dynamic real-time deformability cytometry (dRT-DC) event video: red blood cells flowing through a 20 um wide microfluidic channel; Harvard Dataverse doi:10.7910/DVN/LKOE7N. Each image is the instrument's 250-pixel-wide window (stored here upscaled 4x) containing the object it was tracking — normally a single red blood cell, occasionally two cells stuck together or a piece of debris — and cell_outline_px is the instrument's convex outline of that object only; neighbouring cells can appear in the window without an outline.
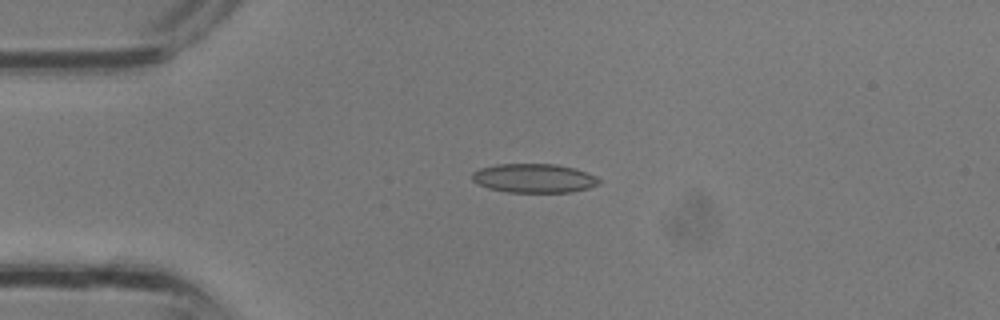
{"species": "common noctule bat (a hibernating species)", "species_latin": "Nyctalus noctula", "temperature_condition": "room temperature", "stored_images_in_passage": 33, "camera_frame_rate_fps": 3000, "um_per_image_px": 0.085, "animal": {"sex": "male", "body_mass_g": 13.3}, "frame": {"image": 1, "passage_image": 7, "time_ms": 2.0, "image_size_px": [1000, 320], "cell_outline_px": [[600, 180], [596, 184], [588, 188], [572, 192], [508, 192], [488, 188], [472, 180], [472, 172], [480, 168], [496, 164], [556, 164], [576, 168], [596, 176]], "centroid_in_image_um": [45.38, 15.14], "position_along_channel_um": 39.6, "area_um2": 21.39}}
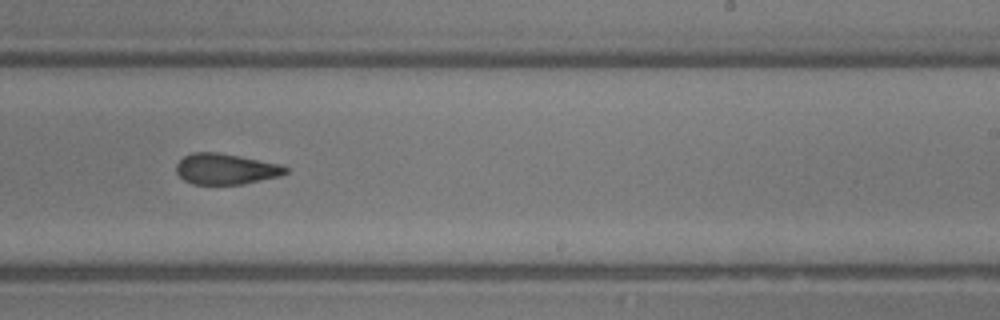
{"frame": {"image": 2, "passage_image": 20, "time_ms": 6.333, "image_size_px": [1000, 320], "cell_outline_px": [[288, 172], [280, 176], [240, 184], [192, 184], [184, 180], [176, 172], [176, 164], [184, 156], [192, 152], [216, 152], [280, 164], [288, 168]], "centroid_in_image_um": [19.16, 14.36], "position_along_channel_um": 269.8, "area_um2": 19.42}}
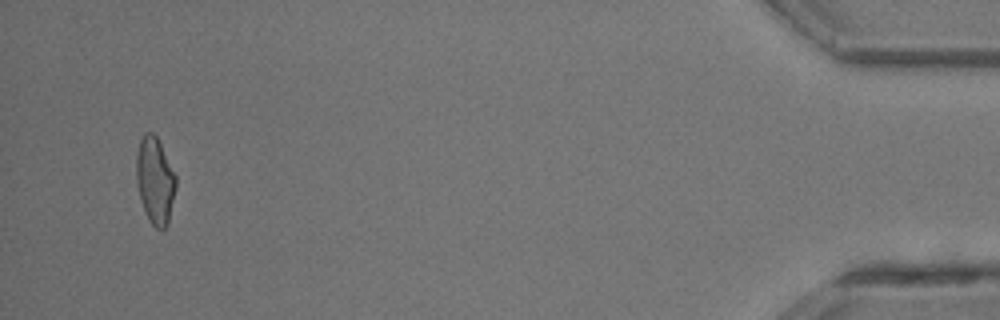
{"frame": {"image": 3, "passage_image": 32, "time_ms": 10.333, "image_size_px": [1000, 320], "cell_outline_px": [[176, 188], [168, 224], [164, 228], [156, 228], [148, 220], [140, 200], [136, 184], [136, 156], [140, 140], [148, 132], [152, 132], [156, 136], [176, 176]], "centroid_in_image_um": [13.17, 15.38], "position_along_channel_um": 422.0, "area_um2": 19.88}}